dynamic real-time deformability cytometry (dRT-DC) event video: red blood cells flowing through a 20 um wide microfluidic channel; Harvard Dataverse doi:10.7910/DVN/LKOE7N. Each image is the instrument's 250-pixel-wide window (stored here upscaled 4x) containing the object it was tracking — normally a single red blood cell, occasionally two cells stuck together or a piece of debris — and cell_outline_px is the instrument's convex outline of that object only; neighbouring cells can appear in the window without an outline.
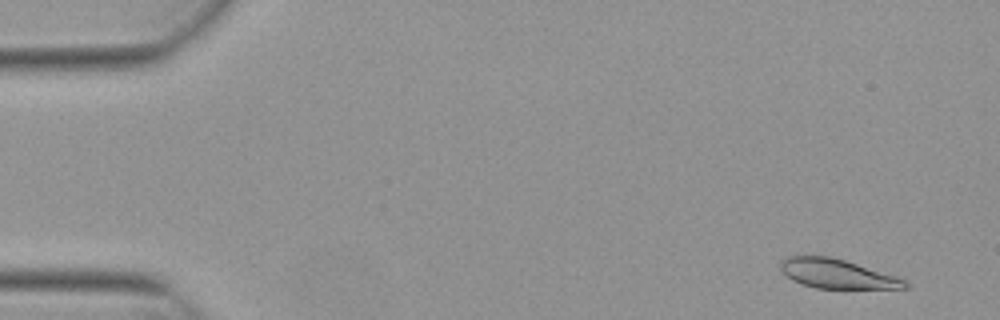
{"species": "Egyptian fruit bat (a non-hibernating species)", "species_latin": "Rousettus aegyptiacus", "temperature_condition": "warm", "stored_images_in_passage": 54, "camera_frame_rate_fps": 3000, "um_per_image_px": 0.085, "animal": {"sex": "female"}, "frame": {"image": 1, "passage_image": 4, "time_ms": 1.0, "image_size_px": [1000, 320], "cell_outline_px": [[908, 288], [816, 288], [800, 284], [792, 280], [780, 268], [780, 260], [788, 256], [832, 256], [896, 276], [904, 280], [908, 284]], "centroid_in_image_um": [71.11, 23.26], "position_along_channel_um": 13.9, "area_um2": 21.04}}
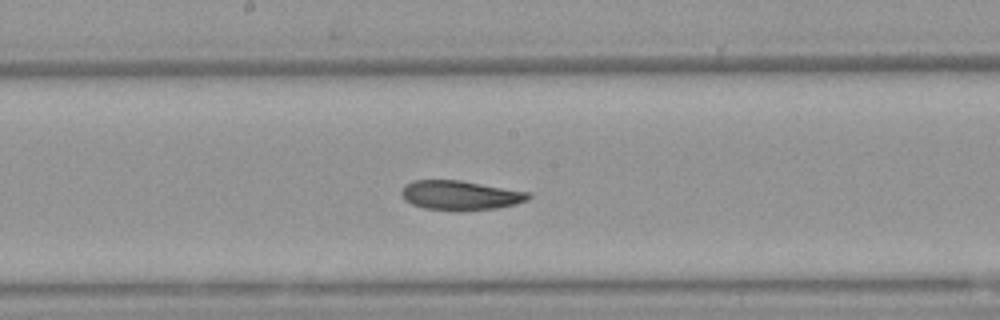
{"frame": {"image": 2, "passage_image": 29, "time_ms": 9.333, "image_size_px": [1000, 320], "cell_outline_px": [[532, 196], [528, 200], [516, 204], [496, 208], [460, 212], [424, 208], [412, 204], [404, 200], [400, 192], [404, 184], [412, 180], [460, 180], [528, 192]], "centroid_in_image_um": [39.09, 16.61], "position_along_channel_um": 209.1, "area_um2": 22.08}}
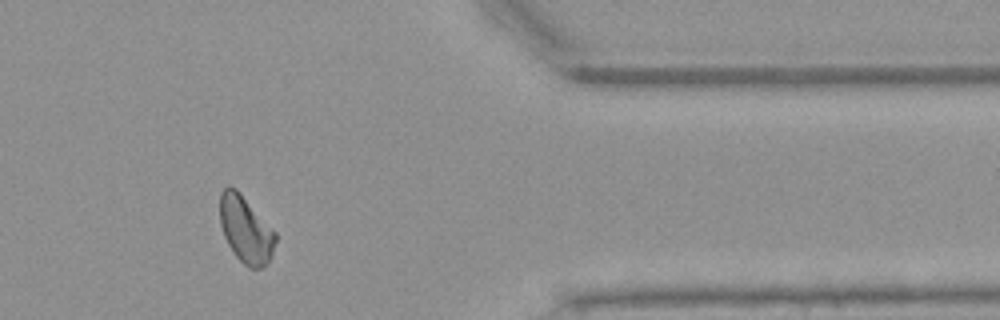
{"frame": {"image": 3, "passage_image": 45, "time_ms": 14.667, "image_size_px": [1000, 320], "cell_outline_px": [[276, 240], [272, 252], [264, 268], [248, 268], [232, 252], [224, 236], [220, 224], [220, 192], [228, 184], [236, 188], [240, 192], [276, 232]], "centroid_in_image_um": [20.87, 19.49], "position_along_channel_um": 390.5, "area_um2": 21.68}, "authors_computed_cell_mechanics": {"area_um2": 21.9351, "velocity_mm_per_s": 3.8103, "shape_relaxation_time_tau1_ms": 5.4247, "shape_relaxation_time_tau2_ms": 5.2331, "deformation_change_tau1": 0.1499, "deformation_change_tau2": 0.1025}}